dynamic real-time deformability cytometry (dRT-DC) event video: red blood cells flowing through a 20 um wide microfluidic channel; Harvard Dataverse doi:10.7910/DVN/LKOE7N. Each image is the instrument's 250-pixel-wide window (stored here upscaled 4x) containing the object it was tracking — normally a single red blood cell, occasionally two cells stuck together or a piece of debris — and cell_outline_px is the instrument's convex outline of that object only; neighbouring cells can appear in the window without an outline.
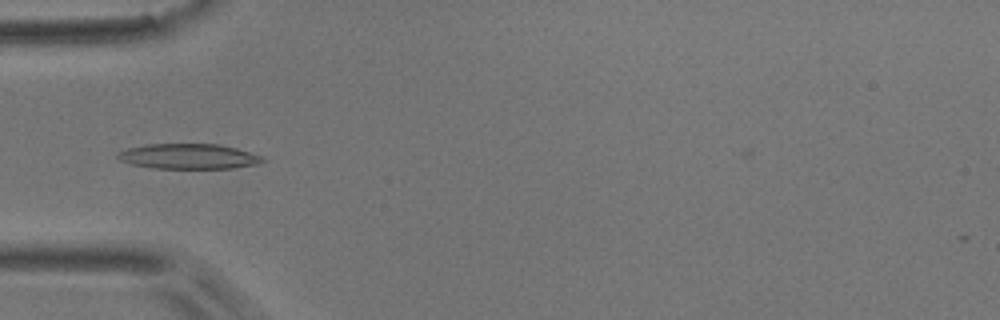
{"species": "common noctule bat (a hibernating species)", "species_latin": "Nyctalus noctula", "temperature_condition": "room temperature", "stored_images_in_passage": 50, "camera_frame_rate_fps": 3000, "um_per_image_px": 0.085, "animal": {"sex": "male", "body_mass_g": 17.9}, "frame": {"image": 1, "passage_image": 15, "time_ms": 4.667, "image_size_px": [1000, 320], "cell_outline_px": [[268, 160], [260, 164], [232, 168], [152, 168], [132, 164], [120, 160], [116, 156], [120, 152], [128, 148], [148, 144], [216, 144], [236, 148], [264, 156]], "centroid_in_image_um": [16.1, 13.29], "position_along_channel_um": 68.9, "area_um2": 21.27}}
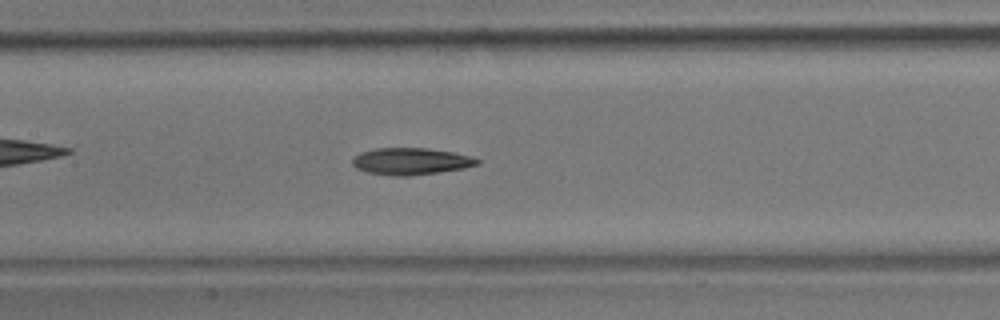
{"frame": {"image": 2, "passage_image": 23, "time_ms": 7.333, "image_size_px": [1000, 320], "cell_outline_px": [[480, 164], [464, 168], [440, 172], [408, 176], [396, 176], [368, 172], [356, 168], [352, 164], [352, 160], [360, 152], [372, 148], [428, 148], [452, 152], [472, 156], [480, 160]], "centroid_in_image_um": [34.94, 13.7], "position_along_channel_um": 172.5, "area_um2": 19.59}}
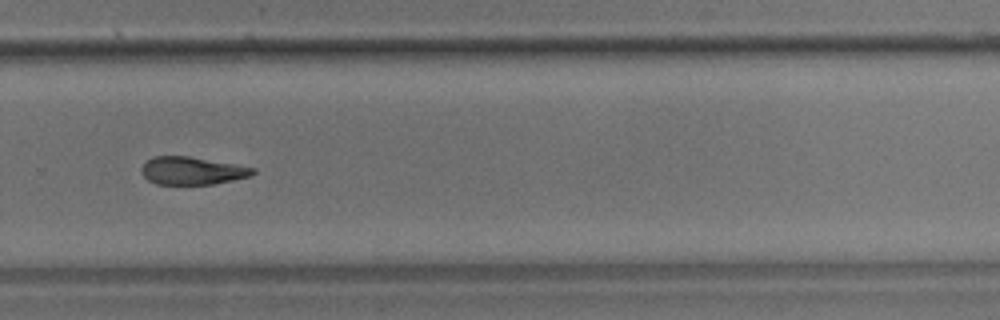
{"frame": {"image": 3, "passage_image": 34, "time_ms": 11.0, "image_size_px": [1000, 320], "cell_outline_px": [[256, 172], [252, 176], [212, 184], [156, 184], [148, 180], [140, 172], [140, 168], [152, 156], [188, 156], [236, 164], [256, 168]], "centroid_in_image_um": [16.34, 14.51], "position_along_channel_um": 313.5, "area_um2": 18.09}, "authors_computed_cell_mechanics": {"area_um2": 19.5942, "velocity_mm_per_s": 3.8634, "shape_relaxation_time_tau1_ms": 6.4145, "shape_relaxation_time_tau2_ms": null, "deformation_change_tau1": 0.167, "deformation_change_tau2": null}}